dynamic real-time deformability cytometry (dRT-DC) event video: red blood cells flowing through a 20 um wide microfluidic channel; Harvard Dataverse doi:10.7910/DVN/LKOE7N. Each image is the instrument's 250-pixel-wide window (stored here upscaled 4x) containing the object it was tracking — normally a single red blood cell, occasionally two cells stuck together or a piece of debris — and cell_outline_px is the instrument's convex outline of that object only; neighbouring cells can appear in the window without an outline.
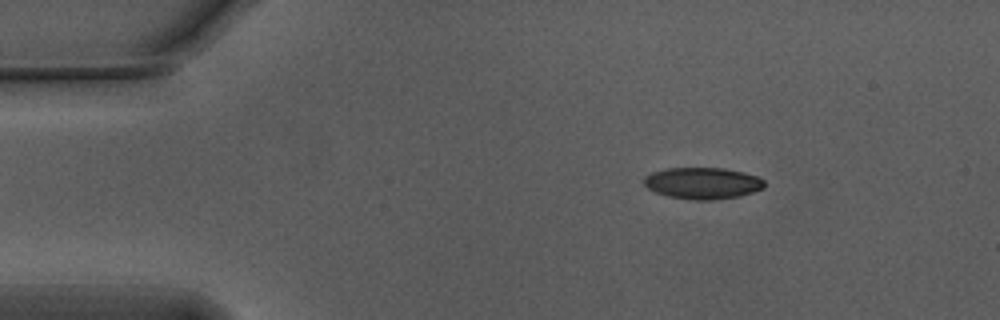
{"species": "Egyptian fruit bat (a non-hibernating species)", "species_latin": "Rousettus aegyptiacus", "temperature_condition": "warm", "stored_images_in_passage": 47, "camera_frame_rate_fps": 3000, "um_per_image_px": 0.085, "animal": {"sex": "male"}, "frame": {"image": 1, "passage_image": 1, "time_ms": 0.0, "image_size_px": [1000, 320], "cell_outline_px": [[764, 188], [740, 196], [712, 200], [692, 200], [668, 196], [656, 192], [648, 188], [644, 184], [644, 176], [652, 172], [668, 168], [724, 168], [744, 172], [756, 176], [764, 180]], "centroid_in_image_um": [59.72, 15.57], "position_along_channel_um": 25.3, "area_um2": 22.14}}
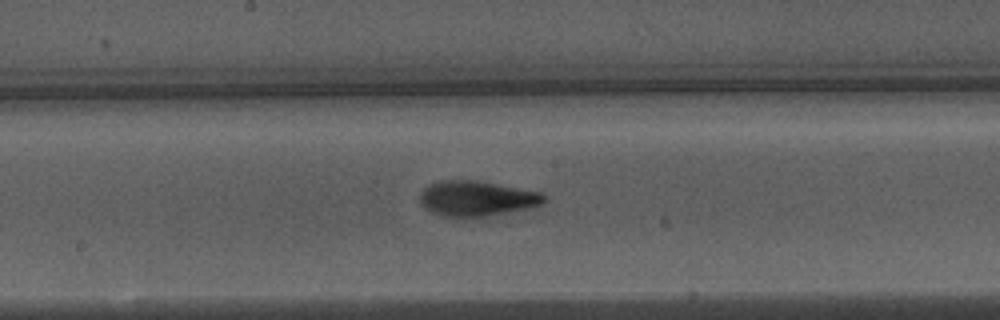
{"frame": {"image": 2, "passage_image": 21, "time_ms": 6.667, "image_size_px": [1000, 320], "cell_outline_px": [[548, 200], [532, 208], [488, 216], [464, 220], [440, 216], [432, 212], [420, 200], [420, 196], [424, 188], [428, 184], [444, 180], [476, 180], [540, 192], [548, 196]], "centroid_in_image_um": [40.55, 16.91], "position_along_channel_um": 207.6, "area_um2": 26.01}}
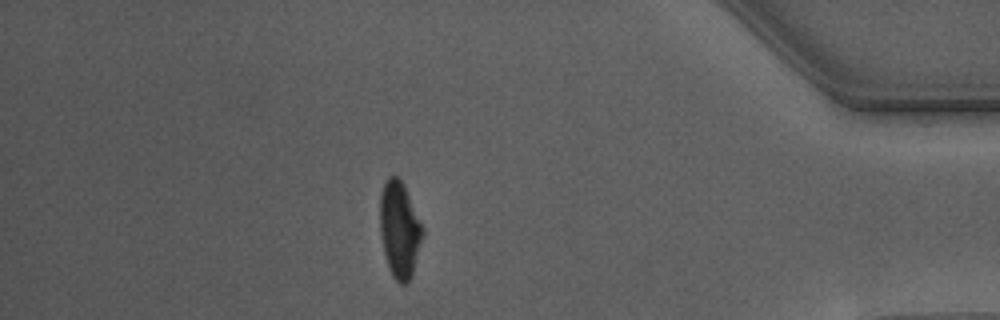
{"frame": {"image": 3, "passage_image": 40, "time_ms": 13.0, "image_size_px": [1000, 320], "cell_outline_px": [[424, 232], [412, 276], [404, 284], [400, 284], [392, 276], [388, 268], [384, 252], [380, 232], [380, 196], [384, 184], [388, 176], [396, 176], [404, 184], [424, 228]], "centroid_in_image_um": [33.96, 19.52], "position_along_channel_um": 401.2, "area_um2": 23.93}, "authors_computed_cell_mechanics": {"area_um2": 24.2182, "velocity_mm_per_s": 3.7523, "shape_relaxation_time_tau1_ms": 2.8365, "shape_relaxation_time_tau2_ms": 2.1401, "deformation_change_tau1": 0.1584, "deformation_change_tau2": 0.0976}}